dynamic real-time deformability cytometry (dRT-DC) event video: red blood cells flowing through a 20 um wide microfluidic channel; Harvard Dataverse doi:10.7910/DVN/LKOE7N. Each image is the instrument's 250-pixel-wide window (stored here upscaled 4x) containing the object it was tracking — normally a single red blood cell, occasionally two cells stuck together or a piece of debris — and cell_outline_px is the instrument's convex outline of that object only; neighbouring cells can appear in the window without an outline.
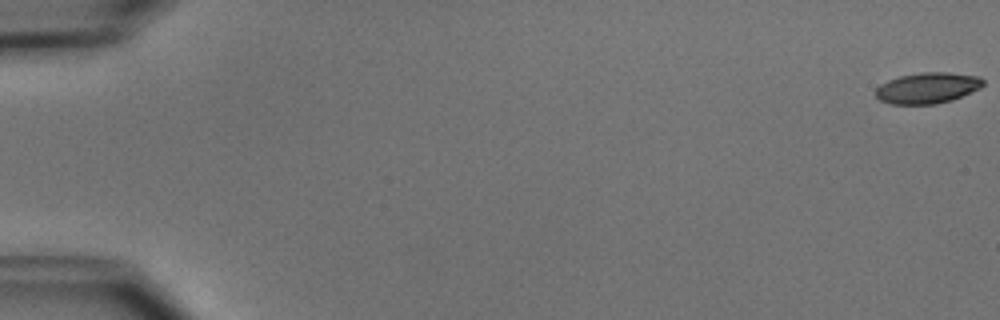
{"species": "common noctule bat (a hibernating species)", "species_latin": "Nyctalus noctula", "temperature_condition": "cold", "stored_images_in_passage": 37, "camera_frame_rate_fps": 3000, "um_per_image_px": 0.085, "animal": {"sex": "male", "body_mass_g": 15.6}, "frame": {"image": 1, "passage_image": 1, "time_ms": 0.0, "image_size_px": [1000, 320], "cell_outline_px": [[984, 84], [980, 88], [952, 100], [936, 104], [892, 104], [880, 100], [876, 96], [876, 88], [880, 84], [888, 80], [900, 76], [920, 72], [948, 72], [980, 76], [984, 80]], "centroid_in_image_um": [78.85, 7.47], "position_along_channel_um": 6.2, "area_um2": 19.42}}
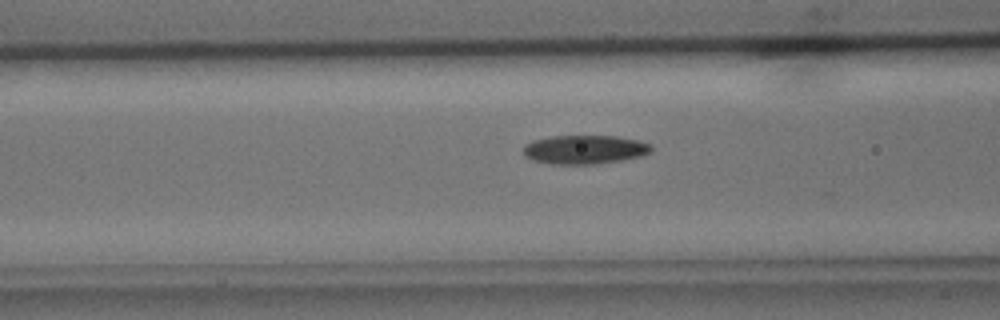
{"frame": {"image": 2, "passage_image": 22, "time_ms": 7.0, "image_size_px": [1000, 320], "cell_outline_px": [[652, 152], [640, 156], [620, 160], [596, 164], [552, 164], [532, 160], [524, 156], [524, 144], [532, 140], [552, 136], [616, 136], [636, 140], [652, 144]], "centroid_in_image_um": [49.68, 12.71], "position_along_channel_um": 116.9, "area_um2": 21.56}}
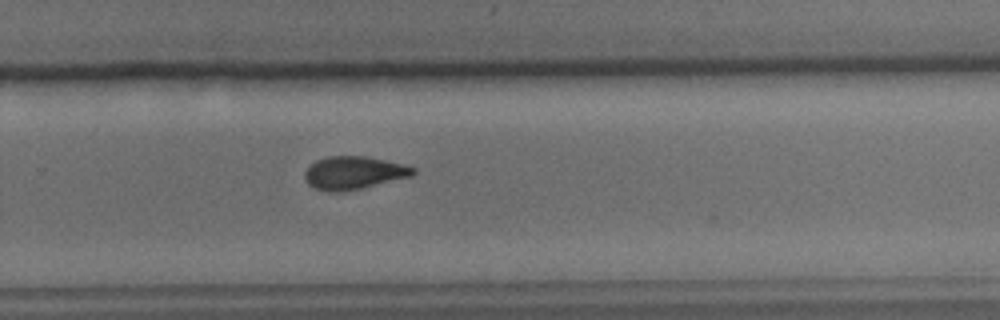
{"frame": {"image": 3, "passage_image": 36, "time_ms": 11.667, "image_size_px": [1000, 320], "cell_outline_px": [[416, 172], [412, 176], [360, 188], [340, 192], [328, 192], [316, 188], [308, 184], [304, 176], [304, 172], [316, 160], [328, 156], [364, 156], [404, 164], [416, 168]], "centroid_in_image_um": [30.07, 14.68], "position_along_channel_um": 299.7, "area_um2": 20.63}}